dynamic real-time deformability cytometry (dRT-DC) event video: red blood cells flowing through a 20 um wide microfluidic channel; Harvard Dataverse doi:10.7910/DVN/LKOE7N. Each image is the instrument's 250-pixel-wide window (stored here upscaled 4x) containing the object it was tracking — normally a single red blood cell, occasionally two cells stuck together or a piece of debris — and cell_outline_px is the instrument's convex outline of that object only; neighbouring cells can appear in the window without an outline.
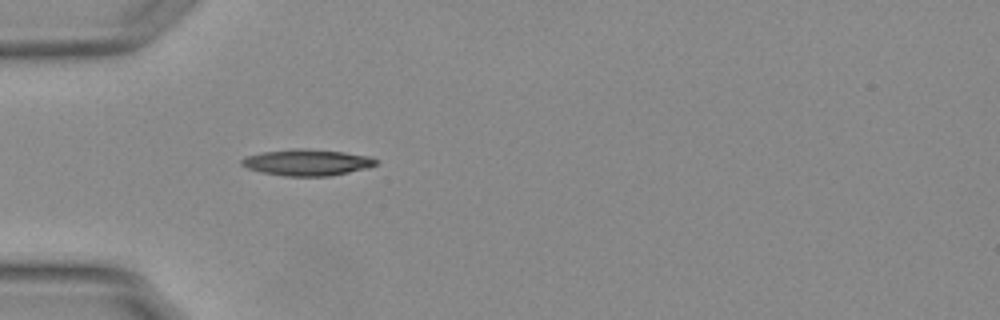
{"species": "Egyptian fruit bat (a non-hibernating species)", "species_latin": "Rousettus aegyptiacus", "temperature_condition": "warm", "stored_images_in_passage": 4, "camera_frame_rate_fps": 3000, "um_per_image_px": 0.085, "animal": {"sex": "female"}, "frame": {"image": 1, "passage_image": 1, "time_ms": 0.0, "image_size_px": [1000, 320], "cell_outline_px": [[376, 164], [368, 168], [328, 176], [284, 176], [260, 172], [248, 168], [240, 164], [240, 160], [248, 156], [264, 152], [304, 148], [344, 152], [368, 156], [376, 160]], "centroid_in_image_um": [26.09, 13.81], "position_along_channel_um": 58.9, "area_um2": 20.29}}